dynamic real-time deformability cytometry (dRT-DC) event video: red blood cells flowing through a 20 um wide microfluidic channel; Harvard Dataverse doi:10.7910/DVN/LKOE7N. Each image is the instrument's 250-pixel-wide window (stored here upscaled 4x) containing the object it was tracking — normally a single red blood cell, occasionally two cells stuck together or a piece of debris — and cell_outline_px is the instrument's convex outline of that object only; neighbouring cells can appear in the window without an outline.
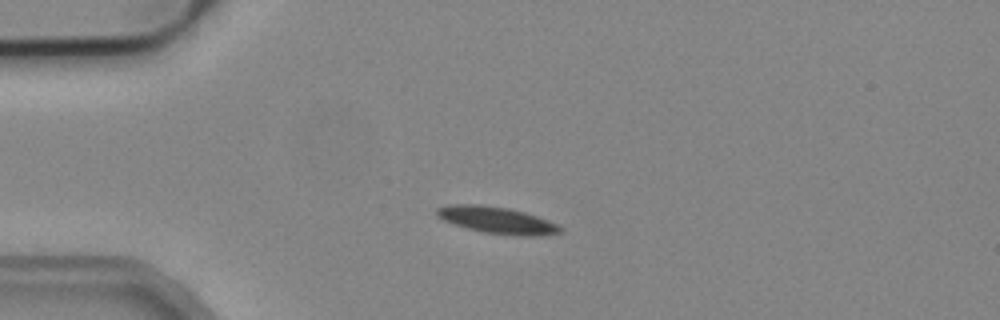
{"species": "common noctule bat (a hibernating species)", "species_latin": "Nyctalus noctula", "temperature_condition": "cold", "stored_images_in_passage": 3, "camera_frame_rate_fps": 3000, "um_per_image_px": 0.085, "animal": {"sex": "male", "body_mass_g": 19.2, "forearm_length_mm": 51.8}, "frame": {"image": 1, "passage_image": 3, "time_ms": 0.667, "image_size_px": [1000, 320], "cell_outline_px": [[564, 232], [540, 236], [516, 236], [484, 232], [468, 228], [444, 220], [436, 216], [436, 208], [456, 204], [476, 204], [508, 208], [524, 212], [536, 216], [556, 224], [564, 228]], "centroid_in_image_um": [42.29, 18.72], "position_along_channel_um": 42.7, "area_um2": 19.07}}